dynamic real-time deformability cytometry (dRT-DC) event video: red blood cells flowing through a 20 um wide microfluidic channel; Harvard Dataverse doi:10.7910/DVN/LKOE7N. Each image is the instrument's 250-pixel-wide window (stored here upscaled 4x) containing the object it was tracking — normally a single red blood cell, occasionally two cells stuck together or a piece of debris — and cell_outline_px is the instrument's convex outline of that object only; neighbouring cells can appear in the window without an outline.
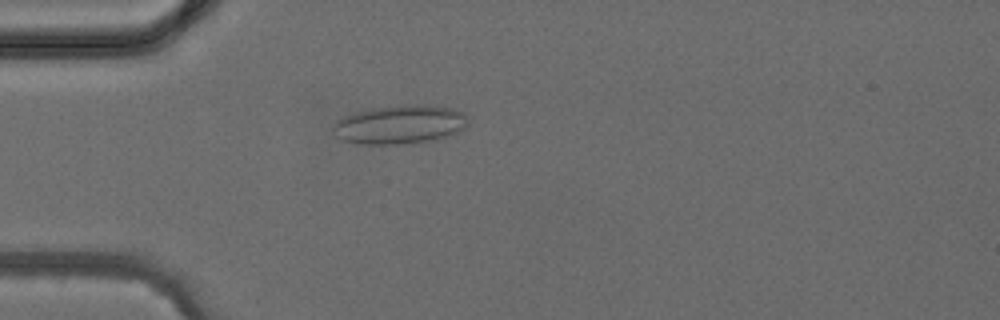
{"species": "common noctule bat (a hibernating species)", "species_latin": "Nyctalus noctula", "temperature_condition": "cold", "stored_images_in_passage": 3, "camera_frame_rate_fps": 3000, "um_per_image_px": 0.085, "animal": {"sex": "female", "body_mass_g": 24.6, "forearm_length_mm": 56.2}, "frame": {"image": 1, "passage_image": 3, "time_ms": 2.333, "image_size_px": [1000, 320], "cell_outline_px": [[468, 124], [464, 128], [456, 132], [436, 140], [412, 144], [356, 144], [344, 140], [336, 136], [332, 132], [332, 124], [336, 120], [344, 116], [356, 112], [372, 108], [404, 104], [428, 104], [452, 108], [464, 112], [468, 116]], "centroid_in_image_um": [33.99, 10.58], "position_along_channel_um": 51.0, "area_um2": 31.15}}